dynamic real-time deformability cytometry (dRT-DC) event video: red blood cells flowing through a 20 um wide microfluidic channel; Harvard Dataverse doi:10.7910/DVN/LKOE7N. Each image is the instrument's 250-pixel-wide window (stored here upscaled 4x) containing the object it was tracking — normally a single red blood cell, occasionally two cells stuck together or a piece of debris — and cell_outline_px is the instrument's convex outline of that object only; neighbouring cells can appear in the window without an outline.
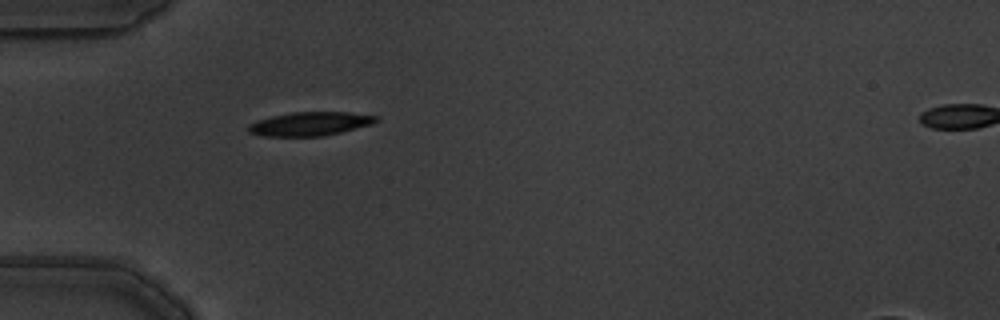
{"species": "common noctule bat (a hibernating species)", "species_latin": "Nyctalus noctula", "temperature_condition": "warm", "stored_images_in_passage": 2, "segment_of_instrument_passage": [1, 2], "camera_frame_rate_fps": 3000, "um_per_image_px": 0.085, "animal": {"sex": "male", "body_mass_g": 19.5, "forearm_length_mm": 54.6}, "frame": {"image": 1, "passage_image": 1, "time_ms": 0.0, "image_size_px": [1000, 320], "cell_outline_px": [[380, 120], [372, 124], [324, 136], [264, 136], [248, 132], [248, 124], [256, 120], [272, 116], [292, 112], [348, 112], [380, 116]], "centroid_in_image_um": [26.37, 10.52], "position_along_channel_um": 58.6, "area_um2": 17.74}}